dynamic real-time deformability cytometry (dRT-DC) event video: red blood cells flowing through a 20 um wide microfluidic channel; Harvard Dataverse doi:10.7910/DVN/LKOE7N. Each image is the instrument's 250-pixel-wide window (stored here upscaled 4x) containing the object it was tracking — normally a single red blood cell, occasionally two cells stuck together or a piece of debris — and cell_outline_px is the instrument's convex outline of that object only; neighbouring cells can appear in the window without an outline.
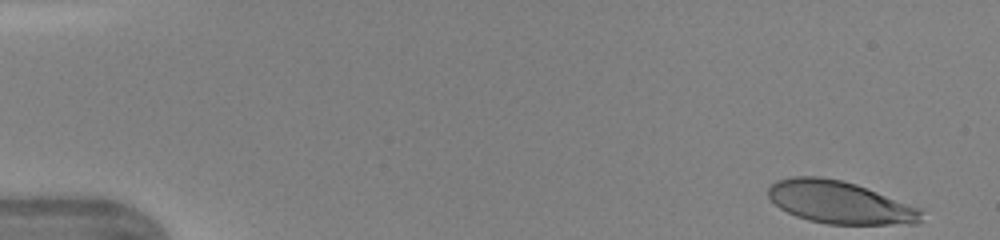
{"species": "human", "species_latin": "Homo sapiens", "temperature_condition": "warm", "stored_images_in_passage": 40, "camera_frame_rate_fps": 3000, "um_per_image_px": 0.085, "donor": {"sex": "female"}, "frame": {"image": 1, "passage_image": 1, "time_ms": 0.0, "image_size_px": [1000, 240], "cell_outline_px": [[924, 212], [920, 220], [916, 224], [828, 224], [808, 220], [796, 216], [780, 208], [768, 196], [768, 188], [776, 180], [792, 176], [820, 176], [840, 180], [856, 184], [920, 208]], "centroid_in_image_um": [71.37, 17.2], "position_along_channel_um": 13.6, "area_um2": 37.8}}
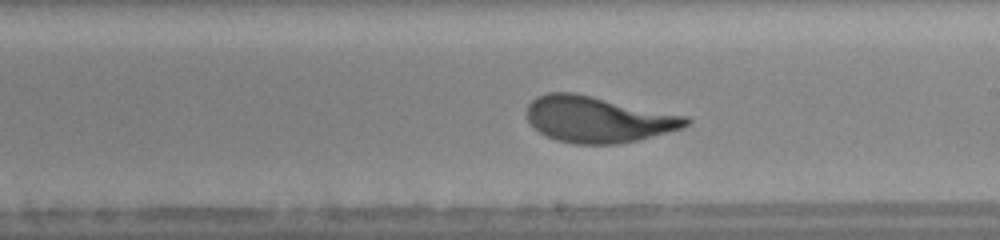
{"frame": {"image": 2, "passage_image": 26, "time_ms": 8.333, "image_size_px": [1000, 240], "cell_outline_px": [[692, 120], [684, 128], [640, 140], [616, 144], [572, 144], [556, 140], [532, 128], [528, 120], [528, 104], [536, 96], [548, 92], [572, 92], [592, 96], [688, 116]], "centroid_in_image_um": [50.85, 10.15], "position_along_channel_um": 238.2, "area_um2": 43.0}}
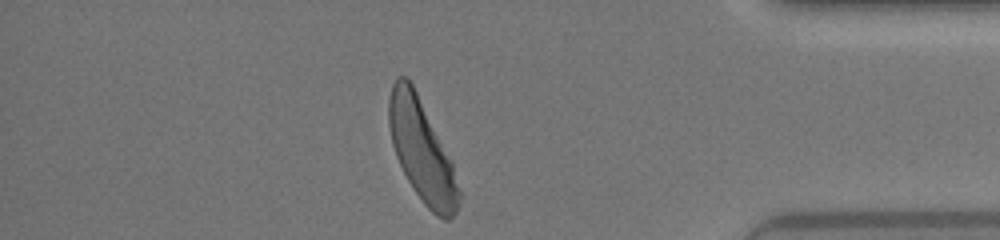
{"frame": {"image": 3, "passage_image": 39, "time_ms": 12.667, "image_size_px": [1000, 240], "cell_outline_px": [[460, 196], [456, 212], [448, 220], [444, 220], [436, 216], [424, 204], [408, 180], [396, 156], [392, 144], [388, 124], [388, 100], [392, 84], [396, 76], [404, 76], [412, 84], [452, 160], [460, 192]], "centroid_in_image_um": [35.84, 12.81], "position_along_channel_um": 399.4, "area_um2": 41.1}, "authors_computed_cell_mechanics": {"area_um2": 41.9917, "velocity_mm_per_s": 4.3357, "shape_relaxation_time_tau1_ms": 2.834, "shape_relaxation_time_tau2_ms": null, "deformation_change_tau1": 0.1994, "deformation_change_tau2": null}}